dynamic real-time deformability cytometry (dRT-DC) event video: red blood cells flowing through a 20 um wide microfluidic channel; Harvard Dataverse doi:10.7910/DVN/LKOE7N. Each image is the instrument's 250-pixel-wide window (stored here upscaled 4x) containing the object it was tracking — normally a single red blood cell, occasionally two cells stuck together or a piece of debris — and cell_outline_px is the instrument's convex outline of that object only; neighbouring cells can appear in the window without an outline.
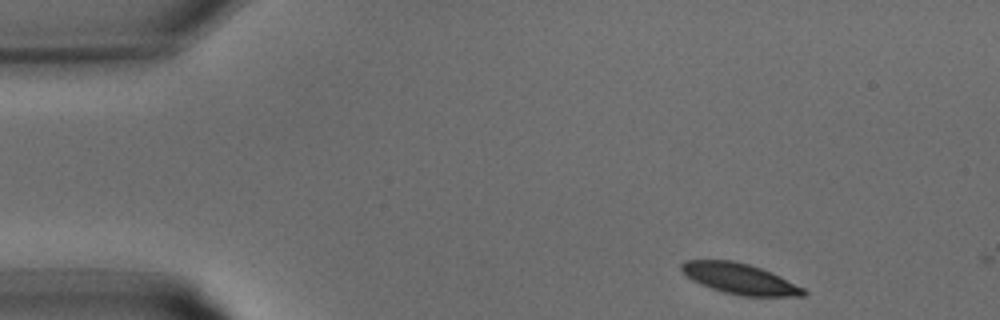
{"species": "common noctule bat (a hibernating species)", "species_latin": "Nyctalus noctula", "temperature_condition": "warm", "stored_images_in_passage": 2, "camera_frame_rate_fps": 3000, "um_per_image_px": 0.085, "animal": {"sex": "male", "body_mass_g": 15.6}, "frame": {"image": 1, "passage_image": 1, "time_ms": 0.0, "image_size_px": [1000, 320], "cell_outline_px": [[808, 292], [804, 296], [740, 296], [724, 292], [700, 284], [692, 280], [680, 268], [680, 264], [684, 260], [732, 260], [748, 264], [760, 268], [780, 276], [804, 288]], "centroid_in_image_um": [62.88, 23.69], "position_along_channel_um": 22.1, "area_um2": 21.68}}